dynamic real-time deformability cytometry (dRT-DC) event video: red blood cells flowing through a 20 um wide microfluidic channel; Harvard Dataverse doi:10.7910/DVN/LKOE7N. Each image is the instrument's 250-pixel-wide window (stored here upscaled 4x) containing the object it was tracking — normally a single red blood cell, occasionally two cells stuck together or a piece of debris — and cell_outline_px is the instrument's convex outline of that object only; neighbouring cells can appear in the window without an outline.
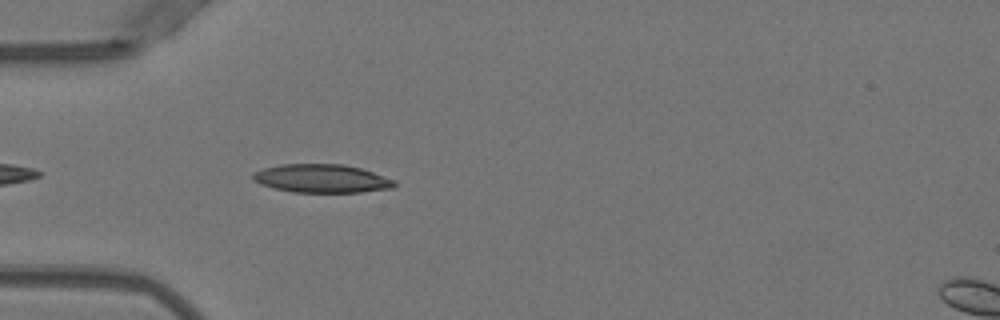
{"species": "Egyptian fruit bat (a non-hibernating species)", "species_latin": "Rousettus aegyptiacus", "temperature_condition": "warm", "stored_images_in_passage": 36, "camera_frame_rate_fps": 3000, "um_per_image_px": 0.085, "animal": {"sex": "female"}, "frame": {"image": 1, "passage_image": 3, "time_ms": 0.667, "image_size_px": [1000, 320], "cell_outline_px": [[396, 184], [392, 188], [360, 192], [292, 192], [272, 188], [260, 184], [252, 180], [252, 172], [264, 168], [280, 164], [344, 164], [360, 168], [396, 180]], "centroid_in_image_um": [27.3, 15.17], "position_along_channel_um": 57.7, "area_um2": 23.52}}
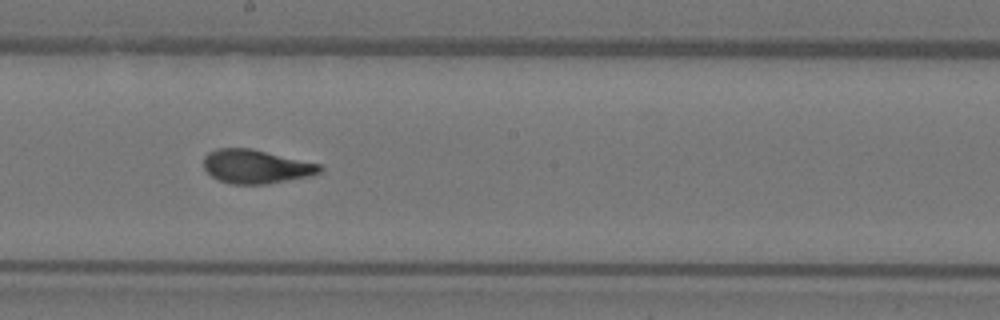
{"frame": {"image": 2, "passage_image": 16, "time_ms": 5.0, "image_size_px": [1000, 320], "cell_outline_px": [[324, 168], [320, 172], [308, 176], [264, 184], [232, 184], [220, 180], [212, 176], [204, 168], [204, 156], [208, 152], [216, 148], [252, 148], [320, 164]], "centroid_in_image_um": [21.74, 14.14], "position_along_channel_um": 226.5, "area_um2": 22.72}}
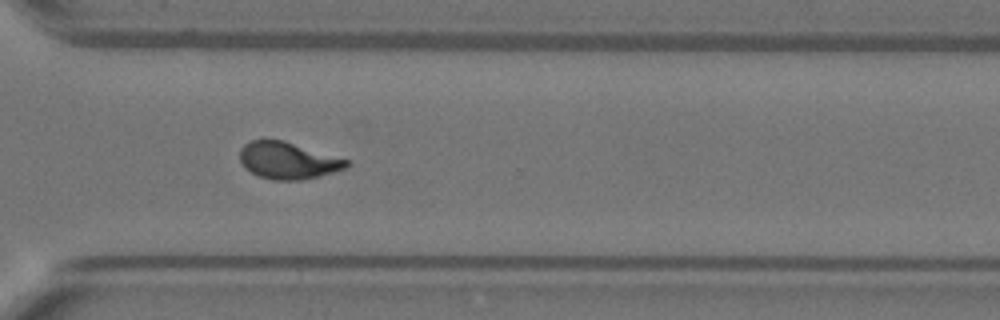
{"frame": {"image": 3, "passage_image": 25, "time_ms": 8.0, "image_size_px": [1000, 320], "cell_outline_px": [[352, 164], [348, 168], [320, 176], [300, 180], [272, 180], [260, 176], [244, 168], [240, 160], [240, 148], [244, 144], [252, 140], [284, 140], [348, 160]], "centroid_in_image_um": [24.49, 13.65], "position_along_channel_um": 346.1, "area_um2": 22.95}, "authors_computed_cell_mechanics": {"area_um2": 23.0044, "velocity_mm_per_s": 4.0008, "shape_relaxation_time_tau1_ms": 5.2298, "shape_relaxation_time_tau2_ms": 0.8983, "deformation_change_tau1": 0.2111, "deformation_change_tau2": 0.074}}